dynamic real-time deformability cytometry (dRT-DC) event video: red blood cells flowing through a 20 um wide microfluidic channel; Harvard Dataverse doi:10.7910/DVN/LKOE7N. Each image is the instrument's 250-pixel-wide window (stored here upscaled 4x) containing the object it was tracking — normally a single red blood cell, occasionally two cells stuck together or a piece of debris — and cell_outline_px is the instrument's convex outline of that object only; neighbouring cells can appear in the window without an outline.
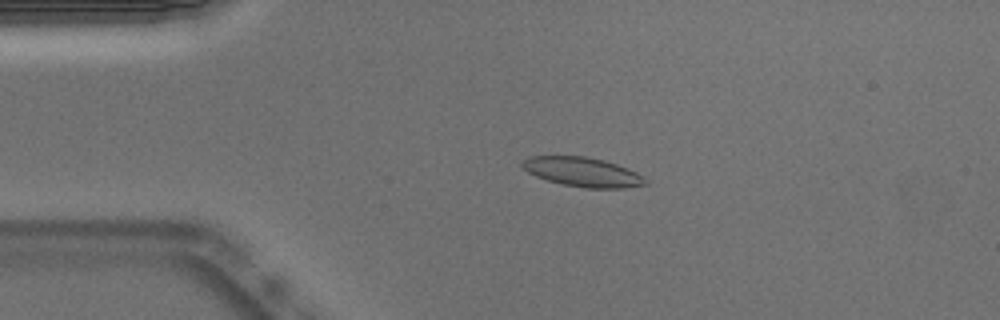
{"species": "Egyptian fruit bat (a non-hibernating species)", "species_latin": "Rousettus aegyptiacus", "temperature_condition": "warm", "stored_images_in_passage": 53, "camera_frame_rate_fps": 3000, "um_per_image_px": 0.085, "animal": {"sex": "male"}, "frame": {"image": 1, "passage_image": 11, "time_ms": 3.333, "image_size_px": [1000, 320], "cell_outline_px": [[648, 184], [624, 188], [584, 188], [560, 184], [536, 176], [528, 172], [520, 164], [524, 160], [532, 156], [584, 156], [604, 160], [616, 164], [636, 172], [644, 176], [648, 180]], "centroid_in_image_um": [49.55, 14.63], "position_along_channel_um": 35.4, "area_um2": 21.04}}
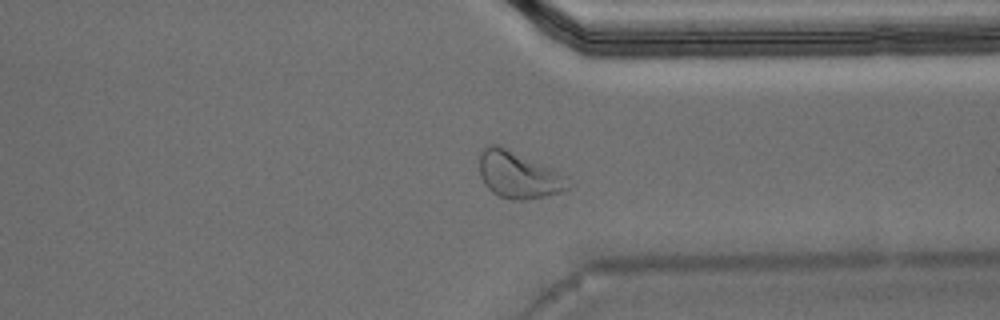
{"frame": {"image": 2, "passage_image": 40, "time_ms": 13.0, "image_size_px": [1000, 320], "cell_outline_px": [[572, 184], [568, 188], [560, 192], [544, 196], [524, 200], [512, 200], [500, 196], [492, 192], [484, 184], [480, 176], [480, 152], [488, 144], [500, 144], [568, 176]], "centroid_in_image_um": [44.07, 14.85], "position_along_channel_um": 367.3, "area_um2": 24.33}}
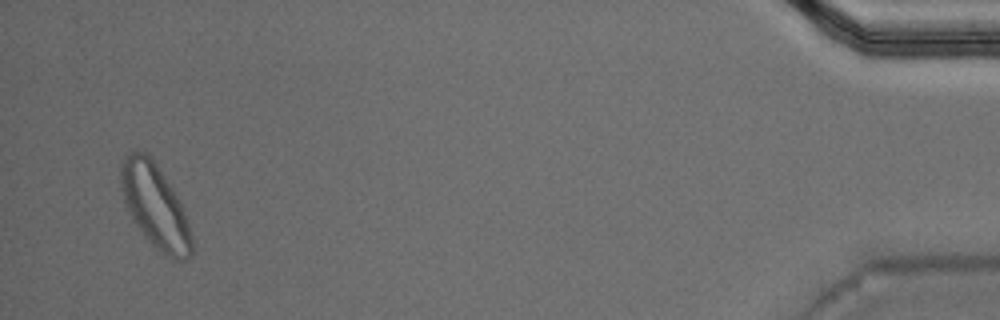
{"frame": {"image": 3, "passage_image": 51, "time_ms": 16.667, "image_size_px": [1000, 320], "cell_outline_px": [[192, 252], [184, 260], [172, 260], [164, 256], [144, 236], [136, 224], [124, 204], [120, 184], [120, 164], [136, 148], [152, 156], [172, 188], [184, 212], [192, 236]], "centroid_in_image_um": [13.16, 17.51], "position_along_channel_um": 422.0, "area_um2": 34.51}, "authors_computed_cell_mechanics": {"area_um2": 20.808, "velocity_mm_per_s": 3.7684, "shape_relaxation_time_tau1_ms": 2.745, "shape_relaxation_time_tau2_ms": 1.9811, "deformation_change_tau1": 0.1235, "deformation_change_tau2": 0.0757}}